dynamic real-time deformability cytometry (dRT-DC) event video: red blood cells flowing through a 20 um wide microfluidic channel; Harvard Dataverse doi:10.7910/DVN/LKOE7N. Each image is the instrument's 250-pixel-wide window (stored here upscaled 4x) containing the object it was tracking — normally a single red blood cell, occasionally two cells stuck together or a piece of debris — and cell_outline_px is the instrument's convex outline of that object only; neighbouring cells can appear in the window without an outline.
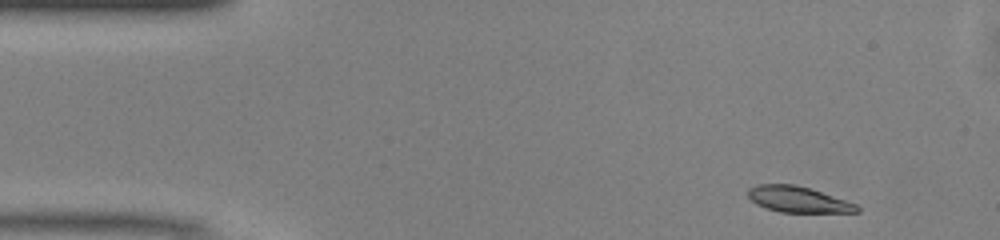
{"species": "common noctule bat (a hibernating species)", "species_latin": "Nyctalus noctula", "temperature_condition": "warm", "stored_images_in_passage": 45, "camera_frame_rate_fps": 3000, "um_per_image_px": 0.085, "animal": {"sex": "male", "body_mass_g": 13.0, "forearm_length_mm": 53.1}, "frame": {"image": 1, "passage_image": 1, "time_ms": 0.0, "image_size_px": [1000, 240], "cell_outline_px": [[860, 212], [780, 212], [764, 208], [756, 204], [748, 196], [748, 188], [756, 184], [792, 184], [808, 188], [856, 204], [860, 208]], "centroid_in_image_um": [67.78, 16.95], "position_along_channel_um": 17.2, "area_um2": 16.24}}
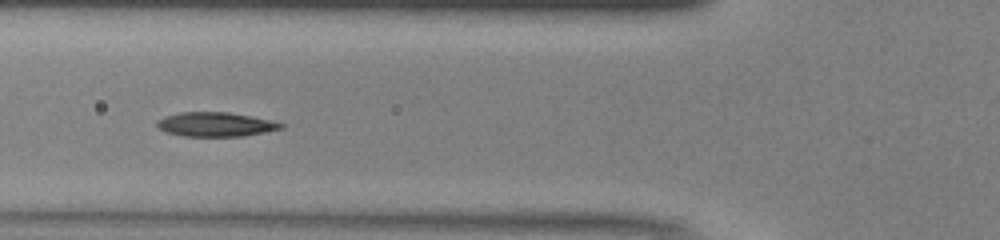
{"frame": {"image": 2, "passage_image": 14, "time_ms": 4.333, "image_size_px": [1000, 240], "cell_outline_px": [[284, 128], [264, 132], [240, 136], [184, 136], [168, 132], [156, 128], [156, 120], [164, 116], [180, 112], [228, 112], [268, 120], [284, 124]], "centroid_in_image_um": [18.25, 10.57], "position_along_channel_um": 107.5, "area_um2": 17.34}}
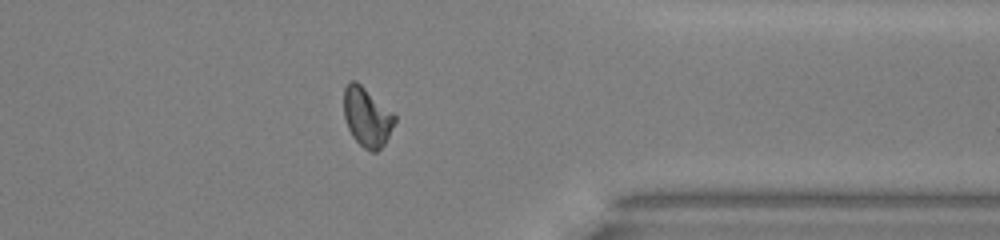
{"frame": {"image": 3, "passage_image": 35, "time_ms": 11.333, "image_size_px": [1000, 240], "cell_outline_px": [[396, 120], [384, 144], [376, 152], [372, 152], [364, 148], [352, 136], [348, 128], [344, 116], [344, 88], [348, 80], [356, 80], [392, 112], [396, 116]], "centroid_in_image_um": [31.17, 9.93], "position_along_channel_um": 380.2, "area_um2": 17.4}, "authors_computed_cell_mechanics": {"area_um2": 17.3978, "velocity_mm_per_s": 4.1105, "shape_relaxation_time_tau1_ms": 3.6713, "shape_relaxation_time_tau2_ms": 2.2041, "deformation_change_tau1": 0.1273, "deformation_change_tau2": 0.0759}}